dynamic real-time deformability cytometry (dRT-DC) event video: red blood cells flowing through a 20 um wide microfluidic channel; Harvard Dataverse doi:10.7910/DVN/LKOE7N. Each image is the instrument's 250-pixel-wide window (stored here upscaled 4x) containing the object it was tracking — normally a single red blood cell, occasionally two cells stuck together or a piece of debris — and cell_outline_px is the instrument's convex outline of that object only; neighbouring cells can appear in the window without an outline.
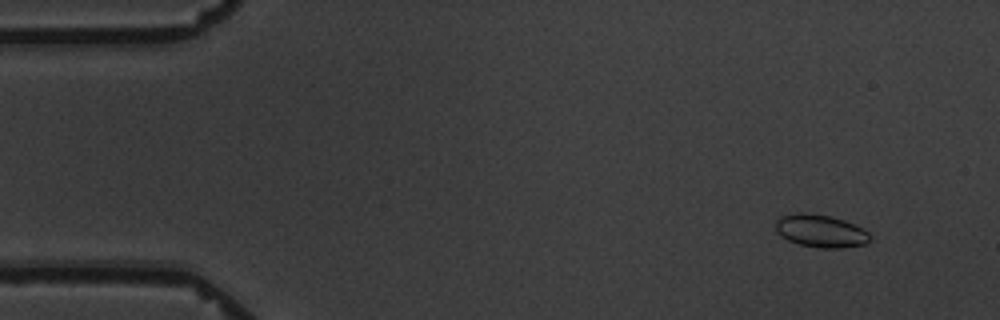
{"species": "common noctule bat (a hibernating species)", "species_latin": "Nyctalus noctula", "temperature_condition": "warm", "stored_images_in_passage": 5, "camera_frame_rate_fps": 3000, "um_per_image_px": 0.085, "animal": {"sex": "male", "body_mass_g": 19.5, "forearm_length_mm": 54.6}, "frame": {"image": 1, "passage_image": 1, "time_ms": 0.0, "image_size_px": [1000, 320], "cell_outline_px": [[872, 236], [864, 244], [840, 248], [820, 248], [800, 244], [788, 240], [776, 232], [776, 220], [780, 216], [800, 212], [828, 216], [844, 220], [868, 232]], "centroid_in_image_um": [69.73, 19.63], "position_along_channel_um": 15.3, "area_um2": 17.69}}